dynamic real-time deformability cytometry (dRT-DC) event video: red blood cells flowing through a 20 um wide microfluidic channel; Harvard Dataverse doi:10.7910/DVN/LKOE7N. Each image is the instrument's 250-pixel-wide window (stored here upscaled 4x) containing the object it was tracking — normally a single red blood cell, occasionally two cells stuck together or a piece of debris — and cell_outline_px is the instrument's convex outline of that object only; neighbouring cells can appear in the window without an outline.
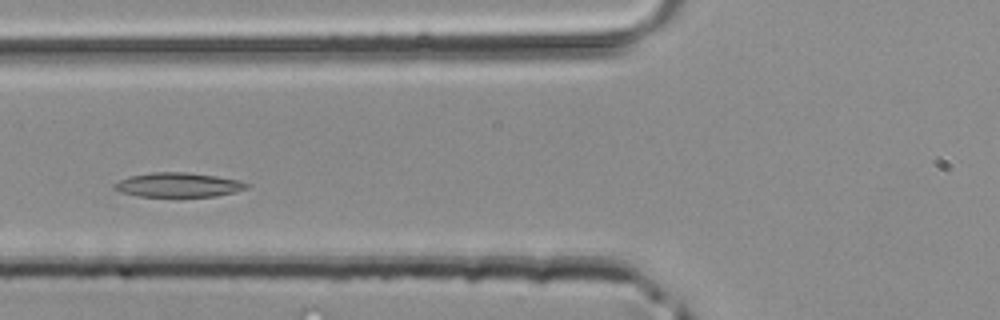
{"species": "common noctule bat (a hibernating species)", "species_latin": "Nyctalus noctula", "temperature_condition": "room temperature", "stored_images_in_passage": 27, "camera_frame_rate_fps": 3000, "um_per_image_px": 0.085, "animal": {"sex": "male", "body_mass_g": 20.4}, "frame": {"image": 1, "passage_image": 7, "time_ms": 2.0, "image_size_px": [1000, 320], "cell_outline_px": [[252, 184], [248, 188], [236, 192], [216, 196], [140, 196], [120, 192], [112, 188], [112, 184], [128, 176], [152, 172], [184, 172], [216, 176], [240, 180]], "centroid_in_image_um": [15.17, 15.71], "position_along_channel_um": 110.6, "area_um2": 18.9}}
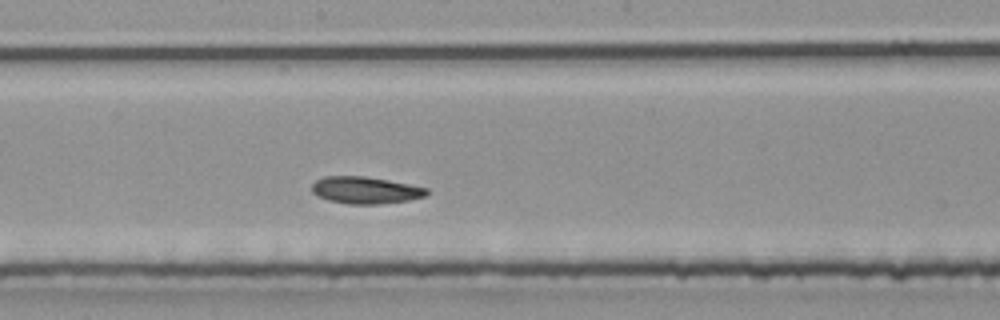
{"frame": {"image": 2, "passage_image": 14, "time_ms": 4.333, "image_size_px": [1000, 320], "cell_outline_px": [[428, 192], [424, 196], [408, 200], [380, 204], [348, 204], [328, 200], [316, 196], [312, 192], [312, 184], [316, 180], [324, 176], [364, 176], [388, 180], [428, 188]], "centroid_in_image_um": [31.02, 16.16], "position_along_channel_um": 217.2, "area_um2": 18.03}}
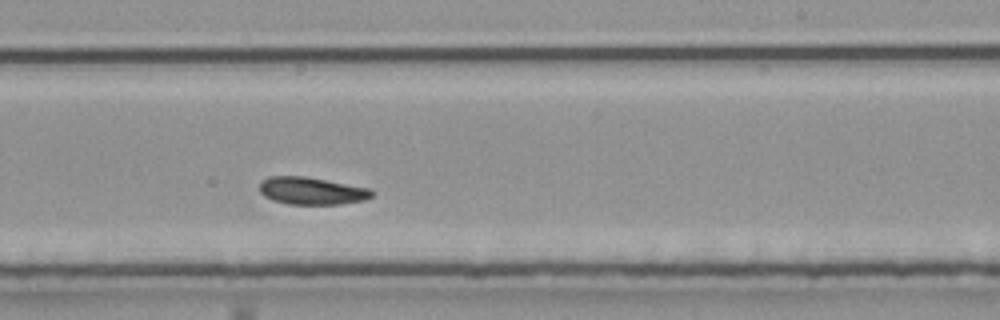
{"frame": {"image": 3, "passage_image": 17, "time_ms": 5.333, "image_size_px": [1000, 320], "cell_outline_px": [[376, 192], [372, 196], [364, 200], [340, 204], [288, 204], [272, 200], [264, 196], [260, 192], [260, 180], [268, 176], [304, 176], [368, 188]], "centroid_in_image_um": [26.46, 16.22], "position_along_channel_um": 262.5, "area_um2": 17.92}}